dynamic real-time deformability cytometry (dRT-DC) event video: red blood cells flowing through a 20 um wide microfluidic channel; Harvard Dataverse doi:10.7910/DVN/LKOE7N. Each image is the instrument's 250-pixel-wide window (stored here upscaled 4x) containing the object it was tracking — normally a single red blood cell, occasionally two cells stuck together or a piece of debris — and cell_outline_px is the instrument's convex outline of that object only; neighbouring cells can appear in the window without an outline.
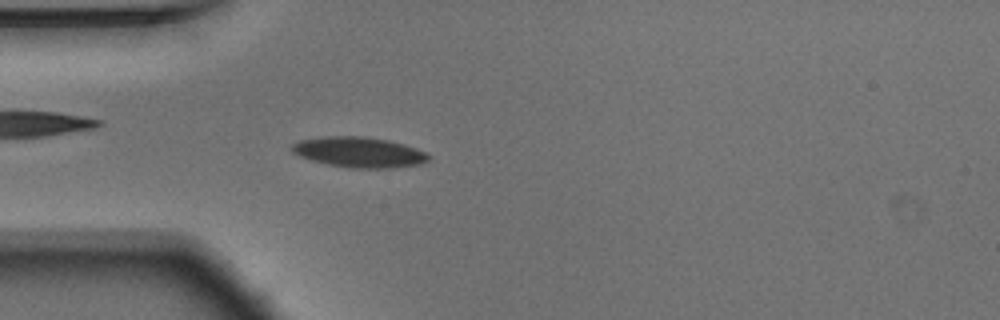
{"species": "Egyptian fruit bat (a non-hibernating species)", "species_latin": "Rousettus aegyptiacus", "temperature_condition": "warm", "stored_images_in_passage": 53, "camera_frame_rate_fps": 3000, "um_per_image_px": 0.085, "animal": {"sex": "male"}, "frame": {"image": 1, "passage_image": 15, "time_ms": 4.667, "image_size_px": [1000, 320], "cell_outline_px": [[432, 156], [428, 160], [420, 164], [392, 168], [348, 168], [328, 164], [312, 160], [300, 156], [292, 152], [292, 144], [300, 140], [324, 136], [364, 136], [388, 140], [404, 144], [416, 148]], "centroid_in_image_um": [30.53, 12.93], "position_along_channel_um": 54.5, "area_um2": 24.22}}
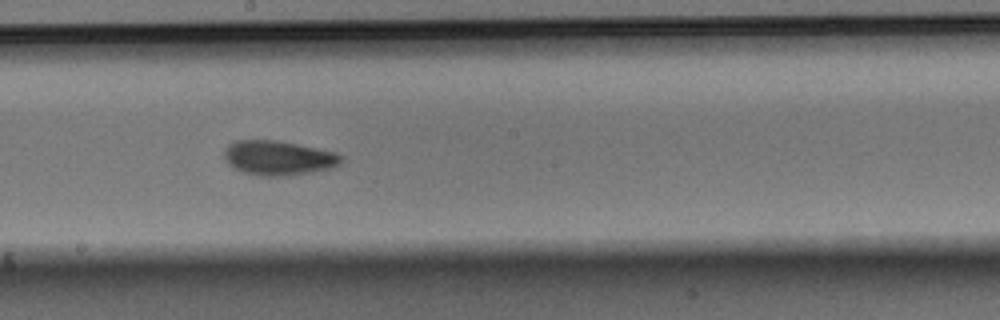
{"frame": {"image": 2, "passage_image": 29, "time_ms": 9.333, "image_size_px": [1000, 320], "cell_outline_px": [[344, 160], [340, 164], [332, 168], [312, 172], [280, 176], [260, 176], [244, 172], [228, 164], [224, 160], [224, 148], [228, 144], [236, 140], [276, 140], [336, 152], [344, 156]], "centroid_in_image_um": [23.67, 13.42], "position_along_channel_um": 224.5, "area_um2": 23.64}}
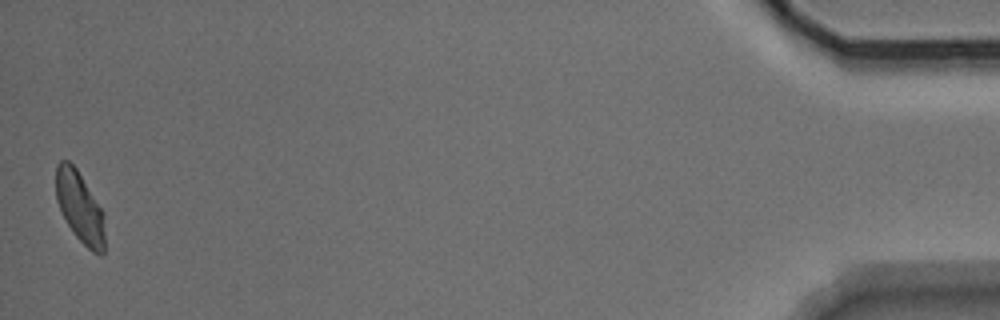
{"frame": {"image": 3, "passage_image": 53, "time_ms": 17.333, "image_size_px": [1000, 320], "cell_outline_px": [[104, 252], [100, 256], [92, 252], [72, 232], [56, 200], [56, 164], [60, 160], [68, 160], [76, 168], [104, 212]], "centroid_in_image_um": [6.79, 17.61], "position_along_channel_um": 428.4, "area_um2": 20.11}, "authors_computed_cell_mechanics": {"area_um2": 22.1374, "velocity_mm_per_s": 3.7343, "shape_relaxation_time_tau1_ms": 5.3063, "shape_relaxation_time_tau2_ms": 2.2108, "deformation_change_tau1": 0.1506, "deformation_change_tau2": 0.0611}}